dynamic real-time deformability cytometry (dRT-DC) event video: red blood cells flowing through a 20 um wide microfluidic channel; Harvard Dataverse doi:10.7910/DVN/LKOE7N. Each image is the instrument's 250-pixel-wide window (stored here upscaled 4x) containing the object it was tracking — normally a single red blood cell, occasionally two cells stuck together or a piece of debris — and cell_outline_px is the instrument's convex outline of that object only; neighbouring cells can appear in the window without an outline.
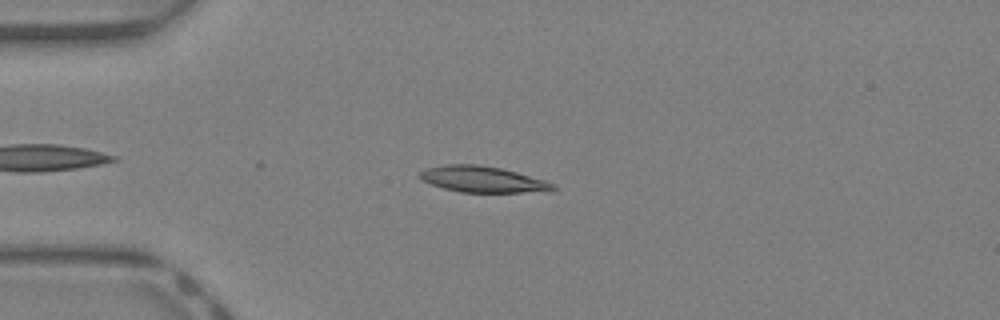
{"species": "Egyptian fruit bat (a non-hibernating species)", "species_latin": "Rousettus aegyptiacus", "temperature_condition": "warm", "stored_images_in_passage": 37, "camera_frame_rate_fps": 3000, "um_per_image_px": 0.085, "animal": {"sex": "female"}, "frame": {"image": 1, "passage_image": 7, "time_ms": 2.0, "image_size_px": [1000, 320], "cell_outline_px": [[556, 188], [520, 192], [460, 192], [444, 188], [420, 180], [420, 172], [428, 168], [444, 164], [476, 164], [500, 168], [516, 172], [544, 180], [556, 184]], "centroid_in_image_um": [40.95, 15.23], "position_along_channel_um": 44.1, "area_um2": 19.77}}
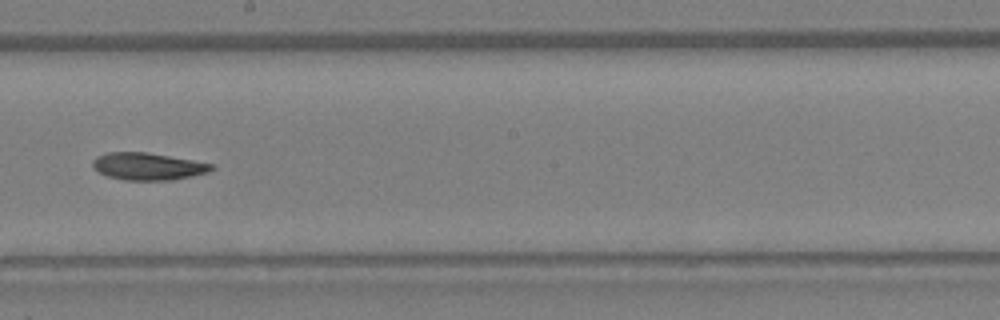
{"frame": {"image": 2, "passage_image": 20, "time_ms": 6.333, "image_size_px": [1000, 320], "cell_outline_px": [[216, 168], [208, 172], [192, 176], [172, 180], [124, 180], [108, 176], [100, 172], [92, 164], [92, 160], [96, 156], [108, 152], [144, 152], [216, 164]], "centroid_in_image_um": [12.61, 14.14], "position_along_channel_um": 235.6, "area_um2": 18.79}}
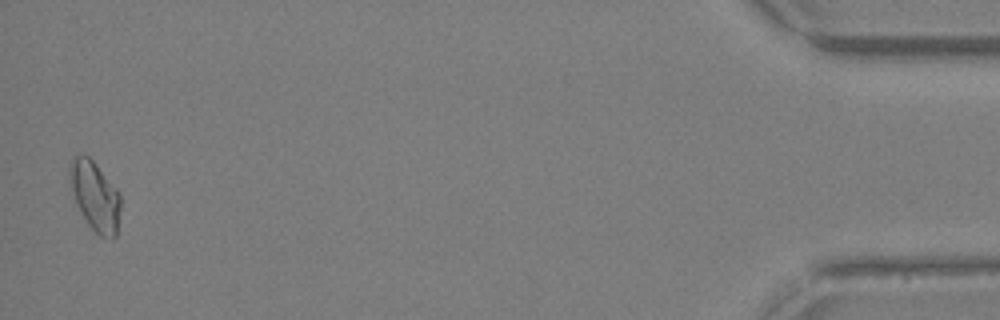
{"frame": {"image": 3, "passage_image": 37, "time_ms": 12.0, "image_size_px": [1000, 320], "cell_outline_px": [[120, 208], [116, 236], [112, 240], [100, 236], [88, 224], [76, 200], [68, 176], [68, 164], [72, 156], [88, 156], [92, 160], [120, 192]], "centroid_in_image_um": [8.09, 16.65], "position_along_channel_um": 427.1, "area_um2": 20.29}}